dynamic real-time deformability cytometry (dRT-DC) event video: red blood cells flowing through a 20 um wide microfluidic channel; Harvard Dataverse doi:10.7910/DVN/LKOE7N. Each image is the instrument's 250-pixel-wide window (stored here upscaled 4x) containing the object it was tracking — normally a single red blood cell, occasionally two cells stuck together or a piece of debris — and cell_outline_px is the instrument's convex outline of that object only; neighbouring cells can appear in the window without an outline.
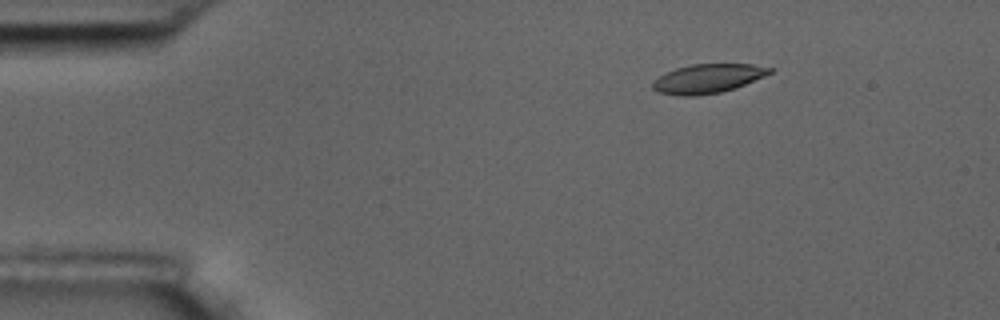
{"species": "common noctule bat (a hibernating species)", "species_latin": "Nyctalus noctula", "temperature_condition": "room temperature", "stored_images_in_passage": 6, "camera_frame_rate_fps": 3000, "um_per_image_px": 0.085, "animal": {"sex": "male", "body_mass_g": 17.5, "forearm_length_mm": 52.3}, "frame": {"image": 1, "passage_image": 2, "time_ms": 1.333, "image_size_px": [1000, 320], "cell_outline_px": [[772, 72], [764, 76], [736, 88], [720, 92], [696, 96], [676, 96], [656, 92], [652, 88], [652, 84], [660, 76], [676, 68], [692, 64], [752, 64], [772, 68]], "centroid_in_image_um": [60.15, 6.69], "position_along_channel_um": 24.9, "area_um2": 19.77}}
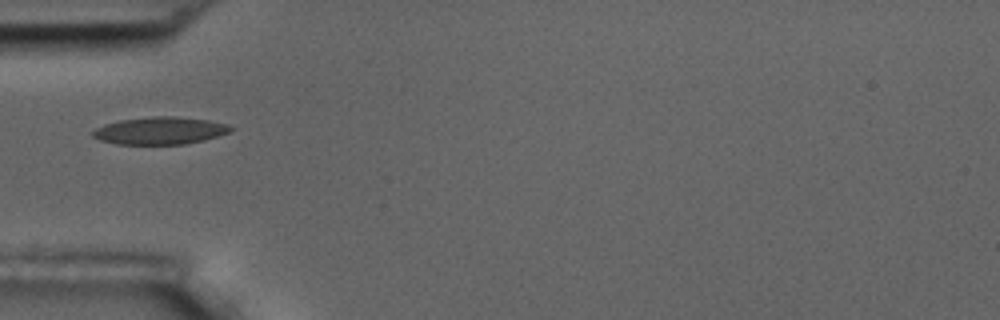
{"frame": {"image": 2, "passage_image": 5, "time_ms": 4.667, "image_size_px": [1000, 320], "cell_outline_px": [[232, 128], [228, 132], [204, 140], [184, 144], [116, 144], [100, 140], [92, 136], [92, 132], [96, 128], [104, 124], [120, 120], [152, 116], [176, 116], [208, 120], [228, 124]], "centroid_in_image_um": [13.57, 11.1], "position_along_channel_um": 71.4, "area_um2": 21.91}}